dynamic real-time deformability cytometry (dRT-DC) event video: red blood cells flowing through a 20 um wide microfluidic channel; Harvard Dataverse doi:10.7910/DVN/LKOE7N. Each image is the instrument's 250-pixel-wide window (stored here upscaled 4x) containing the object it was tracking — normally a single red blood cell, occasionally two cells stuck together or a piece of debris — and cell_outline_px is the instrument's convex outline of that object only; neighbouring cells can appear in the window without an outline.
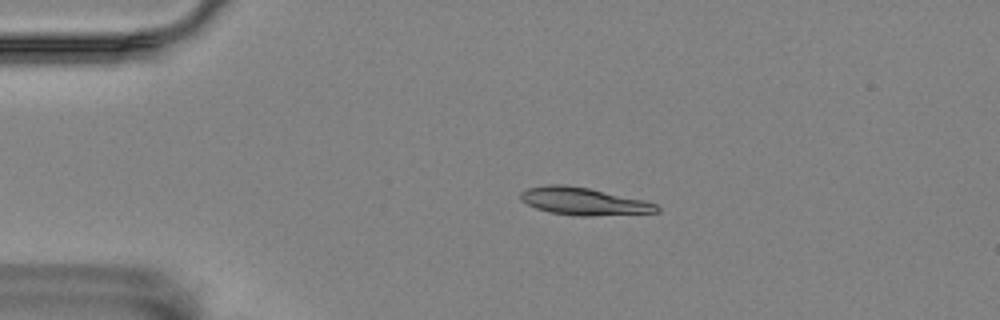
{"species": "Egyptian fruit bat (a non-hibernating species)", "species_latin": "Rousettus aegyptiacus", "temperature_condition": "room temperature", "stored_images_in_passage": 48, "camera_frame_rate_fps": 3000, "um_per_image_px": 0.085, "animal": {"sex": "female"}, "frame": {"image": 1, "passage_image": 10, "time_ms": 3.0, "image_size_px": [1000, 320], "cell_outline_px": [[660, 212], [592, 216], [576, 216], [552, 212], [536, 208], [520, 200], [520, 192], [528, 188], [548, 184], [564, 184], [588, 188], [644, 200], [656, 204], [660, 208]], "centroid_in_image_um": [49.61, 17.11], "position_along_channel_um": 35.4, "area_um2": 21.73}}
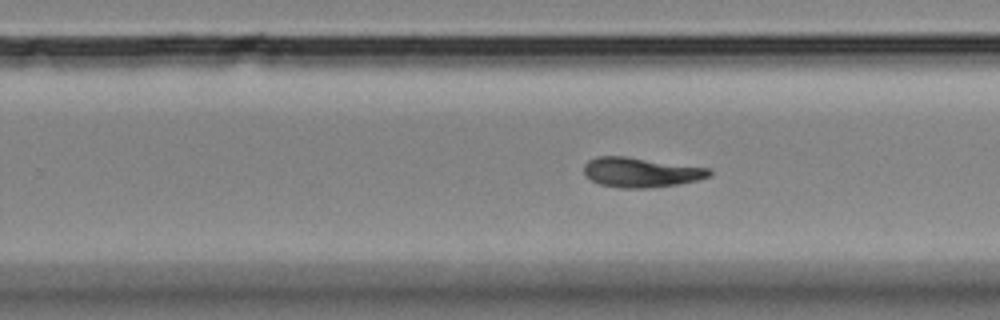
{"frame": {"image": 2, "passage_image": 34, "time_ms": 11.0, "image_size_px": [1000, 320], "cell_outline_px": [[712, 176], [680, 184], [652, 188], [620, 188], [600, 184], [592, 180], [584, 172], [584, 164], [588, 160], [596, 156], [624, 156], [712, 168]], "centroid_in_image_um": [54.51, 14.65], "position_along_channel_um": 275.3, "area_um2": 21.91}}
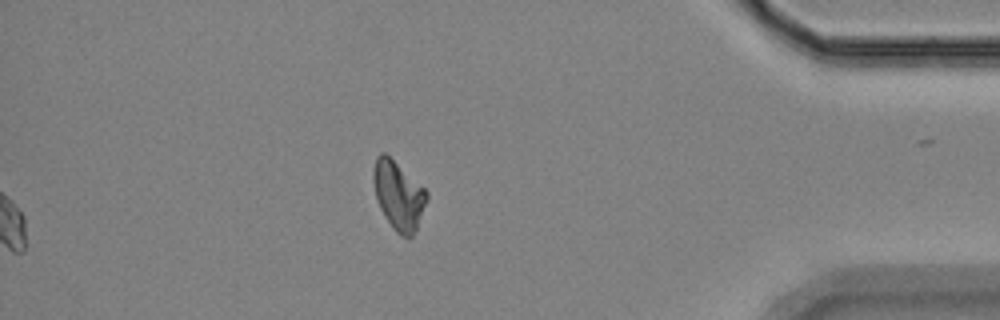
{"frame": {"image": 3, "passage_image": 48, "time_ms": 15.667, "image_size_px": [1000, 320], "cell_outline_px": [[428, 200], [416, 228], [412, 236], [400, 236], [392, 228], [384, 216], [380, 208], [376, 196], [372, 180], [372, 168], [376, 156], [380, 152], [384, 152], [424, 188], [428, 192]], "centroid_in_image_um": [33.84, 16.6], "position_along_channel_um": 401.4, "area_um2": 21.21}, "authors_computed_cell_mechanics": {"area_um2": 21.5016, "velocity_mm_per_s": 3.4741, "shape_relaxation_time_tau1_ms": 7.6578, "shape_relaxation_time_tau2_ms": 6.6755, "deformation_change_tau1": 0.1927, "deformation_change_tau2": 0.1233}}